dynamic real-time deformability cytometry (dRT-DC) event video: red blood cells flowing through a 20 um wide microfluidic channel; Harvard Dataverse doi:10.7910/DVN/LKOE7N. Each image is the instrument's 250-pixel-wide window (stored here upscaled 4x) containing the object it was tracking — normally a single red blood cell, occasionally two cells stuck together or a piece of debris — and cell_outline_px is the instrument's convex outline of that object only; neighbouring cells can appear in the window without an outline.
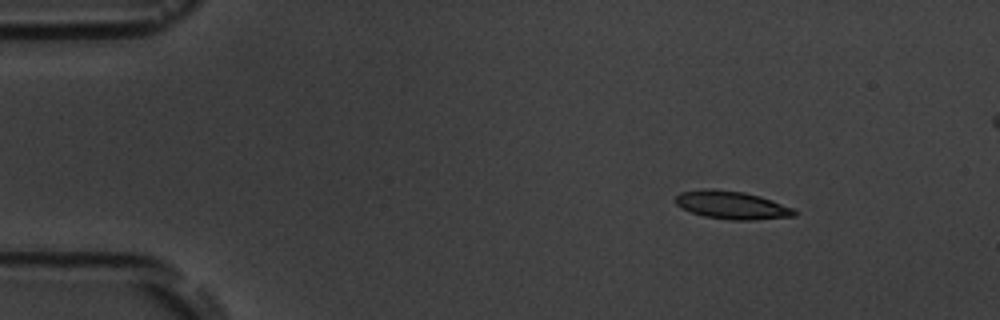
{"species": "common noctule bat (a hibernating species)", "species_latin": "Nyctalus noctula", "temperature_condition": "room temperature", "stored_images_in_passage": 9, "camera_frame_rate_fps": 3000, "um_per_image_px": 0.085, "animal": {"sex": "male", "body_mass_g": 19.5, "forearm_length_mm": 54.6}, "frame": {"image": 1, "passage_image": 2, "time_ms": 1.0, "image_size_px": [1000, 320], "cell_outline_px": [[796, 216], [752, 220], [728, 220], [704, 216], [692, 212], [676, 204], [676, 196], [680, 192], [712, 188], [744, 192], [760, 196], [772, 200], [792, 208], [796, 212]], "centroid_in_image_um": [62.22, 17.43], "position_along_channel_um": 22.8, "area_um2": 19.25}}
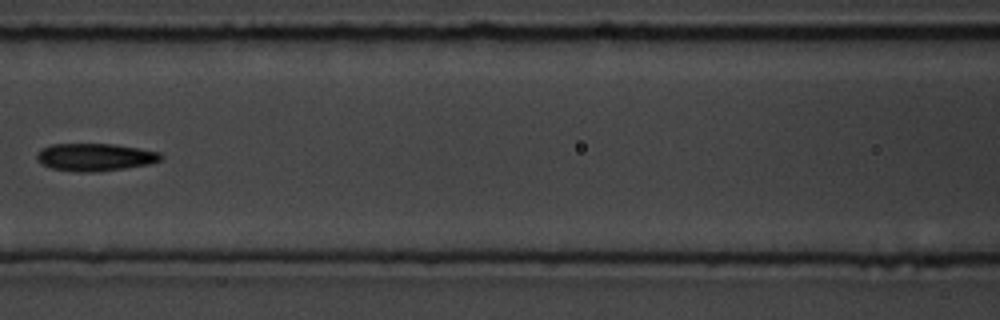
{"frame": {"image": 2, "passage_image": 7, "time_ms": 7.0, "image_size_px": [1000, 320], "cell_outline_px": [[164, 156], [160, 160], [148, 164], [124, 168], [92, 172], [76, 172], [52, 168], [40, 164], [36, 160], [36, 156], [40, 148], [52, 144], [112, 144], [160, 152]], "centroid_in_image_um": [8.02, 13.35], "position_along_channel_um": 158.6, "area_um2": 19.88}}
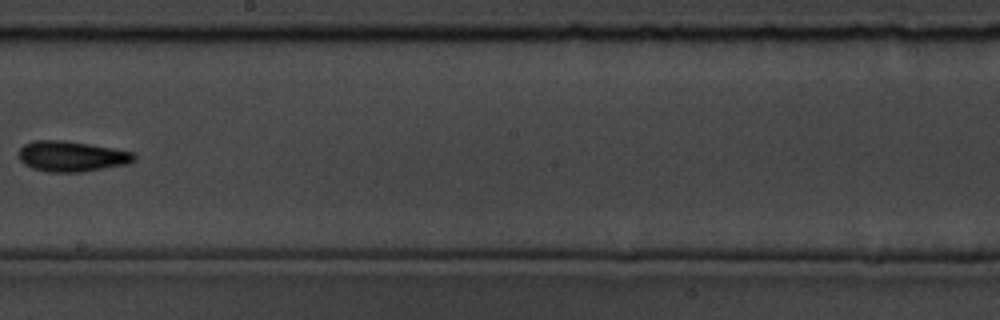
{"frame": {"image": 3, "passage_image": 9, "time_ms": 9.333, "image_size_px": [1000, 320], "cell_outline_px": [[136, 160], [128, 164], [84, 172], [48, 172], [32, 168], [24, 164], [16, 156], [20, 148], [24, 144], [32, 140], [64, 140], [112, 148], [132, 152], [136, 156]], "centroid_in_image_um": [6.06, 13.29], "position_along_channel_um": 242.1, "area_um2": 20.75}}